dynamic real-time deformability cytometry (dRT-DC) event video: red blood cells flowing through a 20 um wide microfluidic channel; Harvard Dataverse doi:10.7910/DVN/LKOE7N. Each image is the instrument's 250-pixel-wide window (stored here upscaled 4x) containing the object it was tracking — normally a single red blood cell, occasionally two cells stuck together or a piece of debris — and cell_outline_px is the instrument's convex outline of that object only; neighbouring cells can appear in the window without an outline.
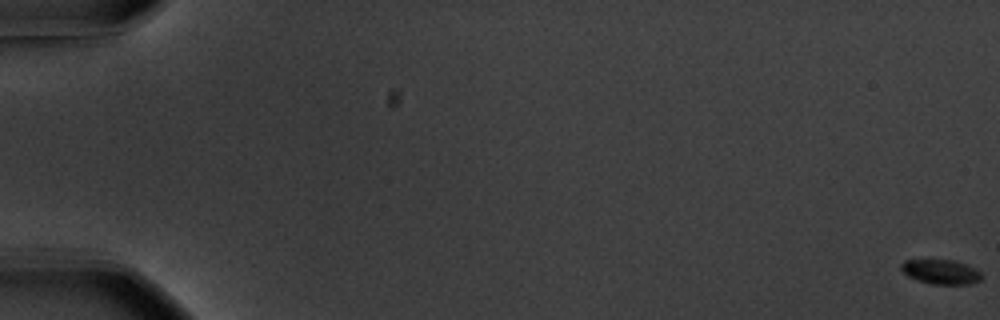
{"species": "common noctule bat (a hibernating species)", "species_latin": "Nyctalus noctula", "temperature_condition": "warm", "stored_images_in_passage": 60, "camera_frame_rate_fps": 3000, "um_per_image_px": 0.085, "animal": {"sex": "male", "body_mass_g": 20.1, "forearm_length_mm": 53.5}, "frame": {"image": 1, "passage_image": 1, "time_ms": 0.0, "image_size_px": [1000, 320], "cell_outline_px": [[980, 280], [972, 284], [932, 284], [916, 280], [908, 276], [900, 268], [900, 264], [904, 260], [956, 260], [980, 272]], "centroid_in_image_um": [79.93, 23.11], "position_along_channel_um": 5.1, "area_um2": 11.39}}
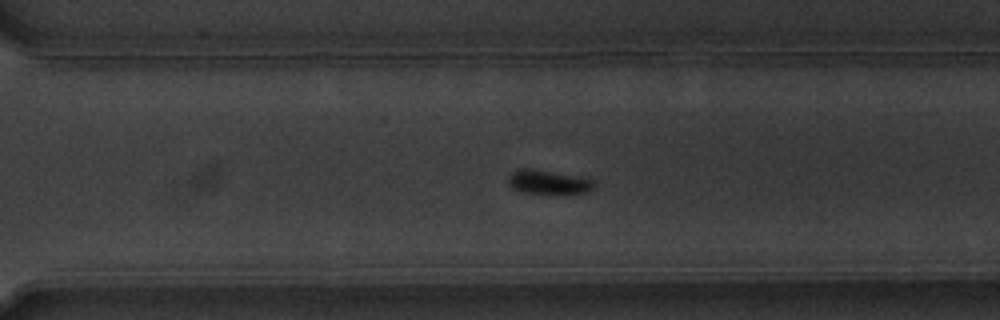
{"frame": {"image": 2, "passage_image": 43, "time_ms": 14.0, "image_size_px": [1000, 320], "cell_outline_px": [[596, 184], [588, 192], [556, 196], [524, 192], [512, 188], [508, 184], [508, 176], [512, 172], [524, 168], [532, 168], [576, 176], [592, 180]], "centroid_in_image_um": [46.61, 15.52], "position_along_channel_um": 324.0, "area_um2": 12.43}}
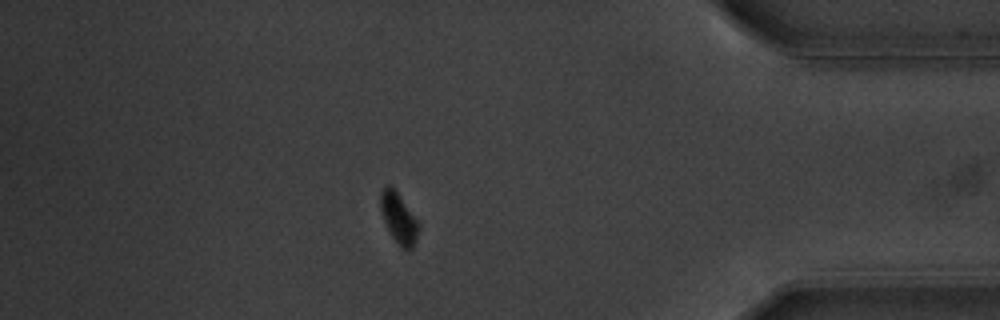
{"frame": {"image": 3, "passage_image": 52, "time_ms": 17.0, "image_size_px": [1000, 320], "cell_outline_px": [[420, 224], [416, 240], [412, 248], [400, 248], [392, 236], [384, 220], [380, 208], [380, 192], [388, 184], [396, 192]], "centroid_in_image_um": [33.88, 18.57], "position_along_channel_um": 401.3, "area_um2": 10.81}, "authors_computed_cell_mechanics": {"area_um2": 12.4559, "velocity_mm_per_s": 3.6072, "shape_relaxation_time_tau1_ms": 5.5614, "shape_relaxation_time_tau2_ms": null, "deformation_change_tau1": 0.2109, "deformation_change_tau2": null}}